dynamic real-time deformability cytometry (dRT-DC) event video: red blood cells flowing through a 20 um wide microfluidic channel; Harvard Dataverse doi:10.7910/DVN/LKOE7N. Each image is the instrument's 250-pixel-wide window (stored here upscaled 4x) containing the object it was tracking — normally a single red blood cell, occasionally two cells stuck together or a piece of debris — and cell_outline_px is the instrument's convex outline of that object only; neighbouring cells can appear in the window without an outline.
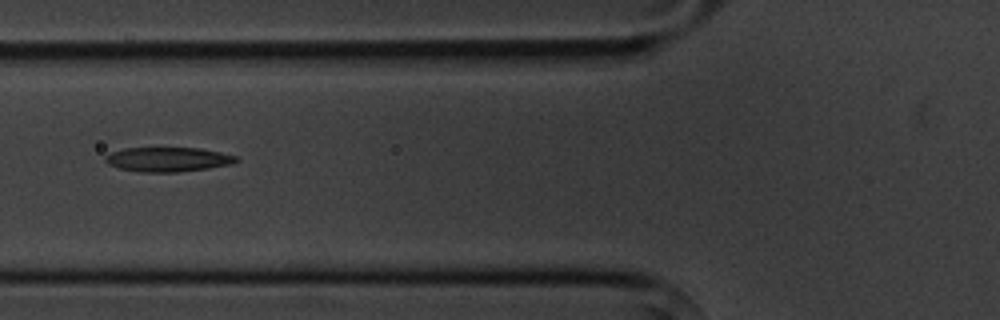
{"species": "common noctule bat (a hibernating species)", "species_latin": "Nyctalus noctula", "temperature_condition": "cold", "stored_images_in_passage": 2, "camera_frame_rate_fps": 3000, "um_per_image_px": 0.085, "animal": {"sex": "male", "body_mass_g": 20.1, "forearm_length_mm": 53.5}, "frame": {"image": 1, "passage_image": 2, "time_ms": 1.333, "image_size_px": [1000, 320], "cell_outline_px": [[240, 160], [232, 164], [208, 168], [176, 172], [140, 172], [120, 168], [108, 164], [104, 160], [104, 156], [112, 152], [124, 148], [200, 148], [220, 152], [236, 156]], "centroid_in_image_um": [14.27, 13.55], "position_along_channel_um": 111.5, "area_um2": 18.61}}